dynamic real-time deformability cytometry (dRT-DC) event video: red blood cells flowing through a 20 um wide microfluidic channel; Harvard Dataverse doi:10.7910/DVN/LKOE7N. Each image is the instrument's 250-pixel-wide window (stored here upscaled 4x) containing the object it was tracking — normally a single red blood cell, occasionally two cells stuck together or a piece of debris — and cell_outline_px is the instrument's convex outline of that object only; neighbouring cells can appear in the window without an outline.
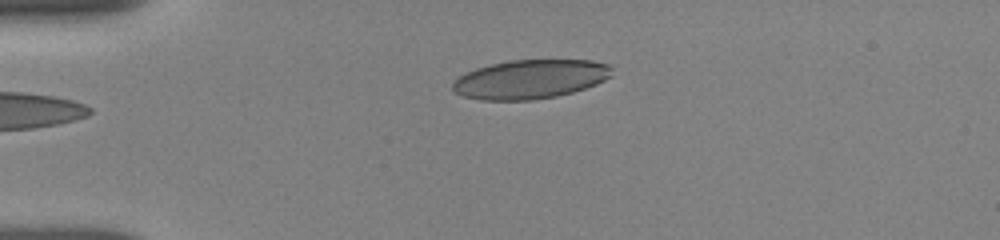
{"species": "human", "species_latin": "Homo sapiens", "temperature_condition": "room temperature", "stored_images_in_passage": 3, "camera_frame_rate_fps": 3000, "um_per_image_px": 0.085, "donor": {"sex": "female"}, "frame": {"image": 1, "passage_image": 3, "time_ms": 1.667, "image_size_px": [1000, 240], "cell_outline_px": [[612, 76], [596, 84], [572, 92], [556, 96], [532, 100], [480, 100], [464, 96], [456, 92], [452, 88], [452, 80], [476, 68], [508, 60], [592, 60], [608, 64], [612, 68]], "centroid_in_image_um": [45.07, 6.73], "position_along_channel_um": 39.9, "area_um2": 36.18}}